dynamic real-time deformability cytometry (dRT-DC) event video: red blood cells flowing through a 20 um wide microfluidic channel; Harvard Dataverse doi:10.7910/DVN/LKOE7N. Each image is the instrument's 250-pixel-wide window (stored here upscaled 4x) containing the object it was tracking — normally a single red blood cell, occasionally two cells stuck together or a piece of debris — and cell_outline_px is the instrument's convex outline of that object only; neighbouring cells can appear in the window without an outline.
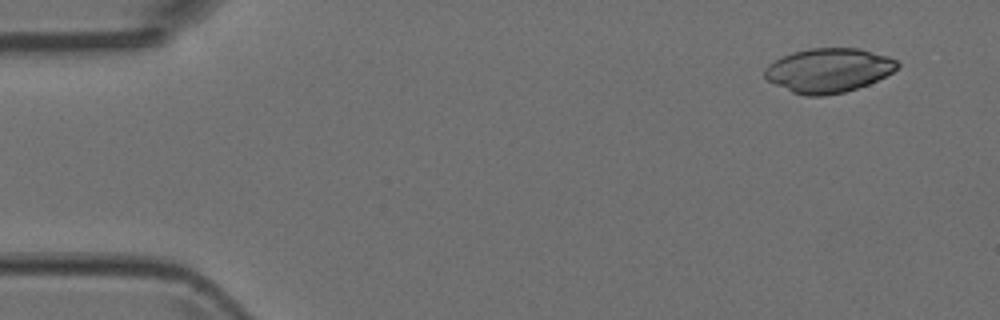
{"species": "Egyptian fruit bat (a non-hibernating species)", "species_latin": "Rousettus aegyptiacus", "temperature_condition": "room temperature", "stored_images_in_passage": 3, "camera_frame_rate_fps": 3000, "um_per_image_px": 0.085, "animal": {"sex": "female"}, "frame": {"image": 1, "passage_image": 1, "time_ms": 0.0, "image_size_px": [1000, 320], "cell_outline_px": [[900, 64], [892, 72], [868, 84], [844, 92], [824, 96], [808, 96], [792, 92], [768, 80], [764, 76], [764, 68], [768, 64], [792, 52], [808, 48], [860, 48], [888, 56], [896, 60]], "centroid_in_image_um": [70.42, 5.97], "position_along_channel_um": 14.6, "area_um2": 33.99}}